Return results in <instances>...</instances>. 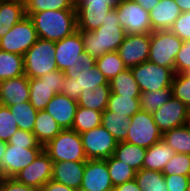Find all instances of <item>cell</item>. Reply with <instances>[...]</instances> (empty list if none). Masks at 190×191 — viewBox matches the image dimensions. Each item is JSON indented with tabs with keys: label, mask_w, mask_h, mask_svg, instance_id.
<instances>
[{
	"label": "cell",
	"mask_w": 190,
	"mask_h": 191,
	"mask_svg": "<svg viewBox=\"0 0 190 191\" xmlns=\"http://www.w3.org/2000/svg\"><path fill=\"white\" fill-rule=\"evenodd\" d=\"M14 146H27V148H43L33 132L17 129L7 142Z\"/></svg>",
	"instance_id": "cell-44"
},
{
	"label": "cell",
	"mask_w": 190,
	"mask_h": 191,
	"mask_svg": "<svg viewBox=\"0 0 190 191\" xmlns=\"http://www.w3.org/2000/svg\"><path fill=\"white\" fill-rule=\"evenodd\" d=\"M182 13L190 12V0H175Z\"/></svg>",
	"instance_id": "cell-54"
},
{
	"label": "cell",
	"mask_w": 190,
	"mask_h": 191,
	"mask_svg": "<svg viewBox=\"0 0 190 191\" xmlns=\"http://www.w3.org/2000/svg\"><path fill=\"white\" fill-rule=\"evenodd\" d=\"M102 112L78 106L72 128L79 134L101 125Z\"/></svg>",
	"instance_id": "cell-36"
},
{
	"label": "cell",
	"mask_w": 190,
	"mask_h": 191,
	"mask_svg": "<svg viewBox=\"0 0 190 191\" xmlns=\"http://www.w3.org/2000/svg\"><path fill=\"white\" fill-rule=\"evenodd\" d=\"M114 191H141L135 178L114 187Z\"/></svg>",
	"instance_id": "cell-52"
},
{
	"label": "cell",
	"mask_w": 190,
	"mask_h": 191,
	"mask_svg": "<svg viewBox=\"0 0 190 191\" xmlns=\"http://www.w3.org/2000/svg\"><path fill=\"white\" fill-rule=\"evenodd\" d=\"M82 144L88 159L106 160L113 155L118 144L112 134L102 125L80 134Z\"/></svg>",
	"instance_id": "cell-12"
},
{
	"label": "cell",
	"mask_w": 190,
	"mask_h": 191,
	"mask_svg": "<svg viewBox=\"0 0 190 191\" xmlns=\"http://www.w3.org/2000/svg\"><path fill=\"white\" fill-rule=\"evenodd\" d=\"M78 108L76 100L62 93H57L47 104L45 110L51 115L62 129H71Z\"/></svg>",
	"instance_id": "cell-19"
},
{
	"label": "cell",
	"mask_w": 190,
	"mask_h": 191,
	"mask_svg": "<svg viewBox=\"0 0 190 191\" xmlns=\"http://www.w3.org/2000/svg\"><path fill=\"white\" fill-rule=\"evenodd\" d=\"M86 161L53 162L52 180L73 189H80Z\"/></svg>",
	"instance_id": "cell-21"
},
{
	"label": "cell",
	"mask_w": 190,
	"mask_h": 191,
	"mask_svg": "<svg viewBox=\"0 0 190 191\" xmlns=\"http://www.w3.org/2000/svg\"><path fill=\"white\" fill-rule=\"evenodd\" d=\"M175 153L176 152L161 139L146 149L142 169L162 172L165 165Z\"/></svg>",
	"instance_id": "cell-25"
},
{
	"label": "cell",
	"mask_w": 190,
	"mask_h": 191,
	"mask_svg": "<svg viewBox=\"0 0 190 191\" xmlns=\"http://www.w3.org/2000/svg\"><path fill=\"white\" fill-rule=\"evenodd\" d=\"M24 3L15 0H0V38L25 17Z\"/></svg>",
	"instance_id": "cell-24"
},
{
	"label": "cell",
	"mask_w": 190,
	"mask_h": 191,
	"mask_svg": "<svg viewBox=\"0 0 190 191\" xmlns=\"http://www.w3.org/2000/svg\"><path fill=\"white\" fill-rule=\"evenodd\" d=\"M101 125L109 131L117 142L126 140L130 125V118L126 115H118L116 112L104 110L102 112Z\"/></svg>",
	"instance_id": "cell-29"
},
{
	"label": "cell",
	"mask_w": 190,
	"mask_h": 191,
	"mask_svg": "<svg viewBox=\"0 0 190 191\" xmlns=\"http://www.w3.org/2000/svg\"><path fill=\"white\" fill-rule=\"evenodd\" d=\"M150 42L151 33L125 36L116 52L127 69L148 61Z\"/></svg>",
	"instance_id": "cell-14"
},
{
	"label": "cell",
	"mask_w": 190,
	"mask_h": 191,
	"mask_svg": "<svg viewBox=\"0 0 190 191\" xmlns=\"http://www.w3.org/2000/svg\"><path fill=\"white\" fill-rule=\"evenodd\" d=\"M135 181L141 191H168L164 174L160 171L141 169L136 172Z\"/></svg>",
	"instance_id": "cell-34"
},
{
	"label": "cell",
	"mask_w": 190,
	"mask_h": 191,
	"mask_svg": "<svg viewBox=\"0 0 190 191\" xmlns=\"http://www.w3.org/2000/svg\"><path fill=\"white\" fill-rule=\"evenodd\" d=\"M43 150L53 162L87 160L81 136L73 129H63Z\"/></svg>",
	"instance_id": "cell-4"
},
{
	"label": "cell",
	"mask_w": 190,
	"mask_h": 191,
	"mask_svg": "<svg viewBox=\"0 0 190 191\" xmlns=\"http://www.w3.org/2000/svg\"><path fill=\"white\" fill-rule=\"evenodd\" d=\"M38 40L32 20L25 16L0 38V50L24 55Z\"/></svg>",
	"instance_id": "cell-11"
},
{
	"label": "cell",
	"mask_w": 190,
	"mask_h": 191,
	"mask_svg": "<svg viewBox=\"0 0 190 191\" xmlns=\"http://www.w3.org/2000/svg\"><path fill=\"white\" fill-rule=\"evenodd\" d=\"M145 155L146 148L125 141L118 142L113 153L116 159L129 165L136 172L142 169Z\"/></svg>",
	"instance_id": "cell-28"
},
{
	"label": "cell",
	"mask_w": 190,
	"mask_h": 191,
	"mask_svg": "<svg viewBox=\"0 0 190 191\" xmlns=\"http://www.w3.org/2000/svg\"><path fill=\"white\" fill-rule=\"evenodd\" d=\"M25 15L47 10H75L74 0H26Z\"/></svg>",
	"instance_id": "cell-37"
},
{
	"label": "cell",
	"mask_w": 190,
	"mask_h": 191,
	"mask_svg": "<svg viewBox=\"0 0 190 191\" xmlns=\"http://www.w3.org/2000/svg\"><path fill=\"white\" fill-rule=\"evenodd\" d=\"M15 1H20V2H23V3H24L26 0H15Z\"/></svg>",
	"instance_id": "cell-58"
},
{
	"label": "cell",
	"mask_w": 190,
	"mask_h": 191,
	"mask_svg": "<svg viewBox=\"0 0 190 191\" xmlns=\"http://www.w3.org/2000/svg\"><path fill=\"white\" fill-rule=\"evenodd\" d=\"M181 13L175 0H159L149 11L152 30H170Z\"/></svg>",
	"instance_id": "cell-22"
},
{
	"label": "cell",
	"mask_w": 190,
	"mask_h": 191,
	"mask_svg": "<svg viewBox=\"0 0 190 191\" xmlns=\"http://www.w3.org/2000/svg\"><path fill=\"white\" fill-rule=\"evenodd\" d=\"M55 58L57 69L63 71L66 77L77 79L80 74L79 56L84 52V42L77 30L72 35L55 42Z\"/></svg>",
	"instance_id": "cell-6"
},
{
	"label": "cell",
	"mask_w": 190,
	"mask_h": 191,
	"mask_svg": "<svg viewBox=\"0 0 190 191\" xmlns=\"http://www.w3.org/2000/svg\"><path fill=\"white\" fill-rule=\"evenodd\" d=\"M115 9L127 35L153 32L149 12L134 0H120Z\"/></svg>",
	"instance_id": "cell-10"
},
{
	"label": "cell",
	"mask_w": 190,
	"mask_h": 191,
	"mask_svg": "<svg viewBox=\"0 0 190 191\" xmlns=\"http://www.w3.org/2000/svg\"><path fill=\"white\" fill-rule=\"evenodd\" d=\"M141 92L171 88L175 72L150 61L130 68Z\"/></svg>",
	"instance_id": "cell-8"
},
{
	"label": "cell",
	"mask_w": 190,
	"mask_h": 191,
	"mask_svg": "<svg viewBox=\"0 0 190 191\" xmlns=\"http://www.w3.org/2000/svg\"><path fill=\"white\" fill-rule=\"evenodd\" d=\"M190 71V40L184 41L175 58V74Z\"/></svg>",
	"instance_id": "cell-46"
},
{
	"label": "cell",
	"mask_w": 190,
	"mask_h": 191,
	"mask_svg": "<svg viewBox=\"0 0 190 191\" xmlns=\"http://www.w3.org/2000/svg\"><path fill=\"white\" fill-rule=\"evenodd\" d=\"M172 97L171 88H163L157 91L141 92L139 96L140 109L154 113Z\"/></svg>",
	"instance_id": "cell-38"
},
{
	"label": "cell",
	"mask_w": 190,
	"mask_h": 191,
	"mask_svg": "<svg viewBox=\"0 0 190 191\" xmlns=\"http://www.w3.org/2000/svg\"><path fill=\"white\" fill-rule=\"evenodd\" d=\"M170 31L182 41L190 40V12H184L174 21Z\"/></svg>",
	"instance_id": "cell-45"
},
{
	"label": "cell",
	"mask_w": 190,
	"mask_h": 191,
	"mask_svg": "<svg viewBox=\"0 0 190 191\" xmlns=\"http://www.w3.org/2000/svg\"><path fill=\"white\" fill-rule=\"evenodd\" d=\"M171 91L173 97L178 98L190 109V76L187 73L174 75Z\"/></svg>",
	"instance_id": "cell-41"
},
{
	"label": "cell",
	"mask_w": 190,
	"mask_h": 191,
	"mask_svg": "<svg viewBox=\"0 0 190 191\" xmlns=\"http://www.w3.org/2000/svg\"><path fill=\"white\" fill-rule=\"evenodd\" d=\"M7 107L11 110L18 129L33 132L38 111L29 101Z\"/></svg>",
	"instance_id": "cell-35"
},
{
	"label": "cell",
	"mask_w": 190,
	"mask_h": 191,
	"mask_svg": "<svg viewBox=\"0 0 190 191\" xmlns=\"http://www.w3.org/2000/svg\"><path fill=\"white\" fill-rule=\"evenodd\" d=\"M187 191H190V177H189V182H188V188Z\"/></svg>",
	"instance_id": "cell-57"
},
{
	"label": "cell",
	"mask_w": 190,
	"mask_h": 191,
	"mask_svg": "<svg viewBox=\"0 0 190 191\" xmlns=\"http://www.w3.org/2000/svg\"><path fill=\"white\" fill-rule=\"evenodd\" d=\"M65 74L63 71H50L41 78L29 79V102L37 111L45 110L53 96L61 93L64 87Z\"/></svg>",
	"instance_id": "cell-7"
},
{
	"label": "cell",
	"mask_w": 190,
	"mask_h": 191,
	"mask_svg": "<svg viewBox=\"0 0 190 191\" xmlns=\"http://www.w3.org/2000/svg\"><path fill=\"white\" fill-rule=\"evenodd\" d=\"M76 10L77 30L91 32L106 20L113 6H74Z\"/></svg>",
	"instance_id": "cell-23"
},
{
	"label": "cell",
	"mask_w": 190,
	"mask_h": 191,
	"mask_svg": "<svg viewBox=\"0 0 190 191\" xmlns=\"http://www.w3.org/2000/svg\"><path fill=\"white\" fill-rule=\"evenodd\" d=\"M120 0H74V6H113L116 7Z\"/></svg>",
	"instance_id": "cell-49"
},
{
	"label": "cell",
	"mask_w": 190,
	"mask_h": 191,
	"mask_svg": "<svg viewBox=\"0 0 190 191\" xmlns=\"http://www.w3.org/2000/svg\"><path fill=\"white\" fill-rule=\"evenodd\" d=\"M127 131L125 142L146 149L160 141L163 135L154 122L153 115L141 109L130 118Z\"/></svg>",
	"instance_id": "cell-9"
},
{
	"label": "cell",
	"mask_w": 190,
	"mask_h": 191,
	"mask_svg": "<svg viewBox=\"0 0 190 191\" xmlns=\"http://www.w3.org/2000/svg\"><path fill=\"white\" fill-rule=\"evenodd\" d=\"M79 32L84 42V52L95 60L105 53L117 51L127 35L120 25L115 7L108 11L106 20L96 30Z\"/></svg>",
	"instance_id": "cell-1"
},
{
	"label": "cell",
	"mask_w": 190,
	"mask_h": 191,
	"mask_svg": "<svg viewBox=\"0 0 190 191\" xmlns=\"http://www.w3.org/2000/svg\"><path fill=\"white\" fill-rule=\"evenodd\" d=\"M79 74L80 76L77 79L65 76L64 87L61 92L76 101L82 92L109 83L96 65L94 67H85Z\"/></svg>",
	"instance_id": "cell-18"
},
{
	"label": "cell",
	"mask_w": 190,
	"mask_h": 191,
	"mask_svg": "<svg viewBox=\"0 0 190 191\" xmlns=\"http://www.w3.org/2000/svg\"><path fill=\"white\" fill-rule=\"evenodd\" d=\"M38 38L57 42L77 31L76 10H47L31 13Z\"/></svg>",
	"instance_id": "cell-2"
},
{
	"label": "cell",
	"mask_w": 190,
	"mask_h": 191,
	"mask_svg": "<svg viewBox=\"0 0 190 191\" xmlns=\"http://www.w3.org/2000/svg\"><path fill=\"white\" fill-rule=\"evenodd\" d=\"M162 173L164 175L190 176V155L175 153V155L165 165Z\"/></svg>",
	"instance_id": "cell-42"
},
{
	"label": "cell",
	"mask_w": 190,
	"mask_h": 191,
	"mask_svg": "<svg viewBox=\"0 0 190 191\" xmlns=\"http://www.w3.org/2000/svg\"><path fill=\"white\" fill-rule=\"evenodd\" d=\"M189 108L178 98L171 97L152 113L154 122L161 133L186 124Z\"/></svg>",
	"instance_id": "cell-16"
},
{
	"label": "cell",
	"mask_w": 190,
	"mask_h": 191,
	"mask_svg": "<svg viewBox=\"0 0 190 191\" xmlns=\"http://www.w3.org/2000/svg\"><path fill=\"white\" fill-rule=\"evenodd\" d=\"M106 110L131 118L140 110L139 96H120L111 92Z\"/></svg>",
	"instance_id": "cell-32"
},
{
	"label": "cell",
	"mask_w": 190,
	"mask_h": 191,
	"mask_svg": "<svg viewBox=\"0 0 190 191\" xmlns=\"http://www.w3.org/2000/svg\"><path fill=\"white\" fill-rule=\"evenodd\" d=\"M84 191H113L106 160L88 159L85 162L83 180L80 187Z\"/></svg>",
	"instance_id": "cell-17"
},
{
	"label": "cell",
	"mask_w": 190,
	"mask_h": 191,
	"mask_svg": "<svg viewBox=\"0 0 190 191\" xmlns=\"http://www.w3.org/2000/svg\"><path fill=\"white\" fill-rule=\"evenodd\" d=\"M7 148V142L0 140V161H1V157L5 154Z\"/></svg>",
	"instance_id": "cell-55"
},
{
	"label": "cell",
	"mask_w": 190,
	"mask_h": 191,
	"mask_svg": "<svg viewBox=\"0 0 190 191\" xmlns=\"http://www.w3.org/2000/svg\"><path fill=\"white\" fill-rule=\"evenodd\" d=\"M22 75H25L23 55L0 50V81Z\"/></svg>",
	"instance_id": "cell-30"
},
{
	"label": "cell",
	"mask_w": 190,
	"mask_h": 191,
	"mask_svg": "<svg viewBox=\"0 0 190 191\" xmlns=\"http://www.w3.org/2000/svg\"><path fill=\"white\" fill-rule=\"evenodd\" d=\"M29 78L22 75L17 78L0 81V104L11 106L29 101Z\"/></svg>",
	"instance_id": "cell-20"
},
{
	"label": "cell",
	"mask_w": 190,
	"mask_h": 191,
	"mask_svg": "<svg viewBox=\"0 0 190 191\" xmlns=\"http://www.w3.org/2000/svg\"><path fill=\"white\" fill-rule=\"evenodd\" d=\"M0 191H41L18 182L15 178H0Z\"/></svg>",
	"instance_id": "cell-48"
},
{
	"label": "cell",
	"mask_w": 190,
	"mask_h": 191,
	"mask_svg": "<svg viewBox=\"0 0 190 191\" xmlns=\"http://www.w3.org/2000/svg\"><path fill=\"white\" fill-rule=\"evenodd\" d=\"M62 130L63 129L61 128V126L55 121V119L51 115H49L46 110H41L37 112L33 134L36 136L37 140L43 147Z\"/></svg>",
	"instance_id": "cell-26"
},
{
	"label": "cell",
	"mask_w": 190,
	"mask_h": 191,
	"mask_svg": "<svg viewBox=\"0 0 190 191\" xmlns=\"http://www.w3.org/2000/svg\"><path fill=\"white\" fill-rule=\"evenodd\" d=\"M55 42L38 38L37 42L23 55L24 74L30 78H41L57 69Z\"/></svg>",
	"instance_id": "cell-3"
},
{
	"label": "cell",
	"mask_w": 190,
	"mask_h": 191,
	"mask_svg": "<svg viewBox=\"0 0 190 191\" xmlns=\"http://www.w3.org/2000/svg\"><path fill=\"white\" fill-rule=\"evenodd\" d=\"M41 191H77V190L51 179L41 188Z\"/></svg>",
	"instance_id": "cell-50"
},
{
	"label": "cell",
	"mask_w": 190,
	"mask_h": 191,
	"mask_svg": "<svg viewBox=\"0 0 190 191\" xmlns=\"http://www.w3.org/2000/svg\"><path fill=\"white\" fill-rule=\"evenodd\" d=\"M134 1L139 5H141L148 12L152 10L159 3V0H134Z\"/></svg>",
	"instance_id": "cell-53"
},
{
	"label": "cell",
	"mask_w": 190,
	"mask_h": 191,
	"mask_svg": "<svg viewBox=\"0 0 190 191\" xmlns=\"http://www.w3.org/2000/svg\"><path fill=\"white\" fill-rule=\"evenodd\" d=\"M78 60L80 61L79 70H77L78 73L83 71L85 67H94L96 65V60L92 58L89 54H87L86 52H83L79 56Z\"/></svg>",
	"instance_id": "cell-51"
},
{
	"label": "cell",
	"mask_w": 190,
	"mask_h": 191,
	"mask_svg": "<svg viewBox=\"0 0 190 191\" xmlns=\"http://www.w3.org/2000/svg\"><path fill=\"white\" fill-rule=\"evenodd\" d=\"M162 140L176 153L190 155V130L186 125L166 131L162 135Z\"/></svg>",
	"instance_id": "cell-33"
},
{
	"label": "cell",
	"mask_w": 190,
	"mask_h": 191,
	"mask_svg": "<svg viewBox=\"0 0 190 191\" xmlns=\"http://www.w3.org/2000/svg\"><path fill=\"white\" fill-rule=\"evenodd\" d=\"M185 125L190 130V109L188 111L187 120H186V124Z\"/></svg>",
	"instance_id": "cell-56"
},
{
	"label": "cell",
	"mask_w": 190,
	"mask_h": 191,
	"mask_svg": "<svg viewBox=\"0 0 190 191\" xmlns=\"http://www.w3.org/2000/svg\"><path fill=\"white\" fill-rule=\"evenodd\" d=\"M183 42L170 30L153 31L148 61L170 68L175 72V58Z\"/></svg>",
	"instance_id": "cell-5"
},
{
	"label": "cell",
	"mask_w": 190,
	"mask_h": 191,
	"mask_svg": "<svg viewBox=\"0 0 190 191\" xmlns=\"http://www.w3.org/2000/svg\"><path fill=\"white\" fill-rule=\"evenodd\" d=\"M43 148H27L7 143L0 161V178H14L22 169L32 163Z\"/></svg>",
	"instance_id": "cell-13"
},
{
	"label": "cell",
	"mask_w": 190,
	"mask_h": 191,
	"mask_svg": "<svg viewBox=\"0 0 190 191\" xmlns=\"http://www.w3.org/2000/svg\"><path fill=\"white\" fill-rule=\"evenodd\" d=\"M106 162L114 187L135 178L136 171L113 155L107 158Z\"/></svg>",
	"instance_id": "cell-40"
},
{
	"label": "cell",
	"mask_w": 190,
	"mask_h": 191,
	"mask_svg": "<svg viewBox=\"0 0 190 191\" xmlns=\"http://www.w3.org/2000/svg\"><path fill=\"white\" fill-rule=\"evenodd\" d=\"M190 176L164 175L168 191H187Z\"/></svg>",
	"instance_id": "cell-47"
},
{
	"label": "cell",
	"mask_w": 190,
	"mask_h": 191,
	"mask_svg": "<svg viewBox=\"0 0 190 191\" xmlns=\"http://www.w3.org/2000/svg\"><path fill=\"white\" fill-rule=\"evenodd\" d=\"M111 92L120 96H140V88L130 69H125L109 82Z\"/></svg>",
	"instance_id": "cell-31"
},
{
	"label": "cell",
	"mask_w": 190,
	"mask_h": 191,
	"mask_svg": "<svg viewBox=\"0 0 190 191\" xmlns=\"http://www.w3.org/2000/svg\"><path fill=\"white\" fill-rule=\"evenodd\" d=\"M96 66L108 82L120 72L127 69L116 51L105 53L96 59Z\"/></svg>",
	"instance_id": "cell-39"
},
{
	"label": "cell",
	"mask_w": 190,
	"mask_h": 191,
	"mask_svg": "<svg viewBox=\"0 0 190 191\" xmlns=\"http://www.w3.org/2000/svg\"><path fill=\"white\" fill-rule=\"evenodd\" d=\"M53 161L42 150L35 160L22 169L14 178L27 186L40 189L52 178Z\"/></svg>",
	"instance_id": "cell-15"
},
{
	"label": "cell",
	"mask_w": 190,
	"mask_h": 191,
	"mask_svg": "<svg viewBox=\"0 0 190 191\" xmlns=\"http://www.w3.org/2000/svg\"><path fill=\"white\" fill-rule=\"evenodd\" d=\"M111 94L110 84H103L93 90L82 92L77 100L78 106L103 112L107 109Z\"/></svg>",
	"instance_id": "cell-27"
},
{
	"label": "cell",
	"mask_w": 190,
	"mask_h": 191,
	"mask_svg": "<svg viewBox=\"0 0 190 191\" xmlns=\"http://www.w3.org/2000/svg\"><path fill=\"white\" fill-rule=\"evenodd\" d=\"M18 125L7 106L0 105V140L8 142L17 131Z\"/></svg>",
	"instance_id": "cell-43"
}]
</instances>
